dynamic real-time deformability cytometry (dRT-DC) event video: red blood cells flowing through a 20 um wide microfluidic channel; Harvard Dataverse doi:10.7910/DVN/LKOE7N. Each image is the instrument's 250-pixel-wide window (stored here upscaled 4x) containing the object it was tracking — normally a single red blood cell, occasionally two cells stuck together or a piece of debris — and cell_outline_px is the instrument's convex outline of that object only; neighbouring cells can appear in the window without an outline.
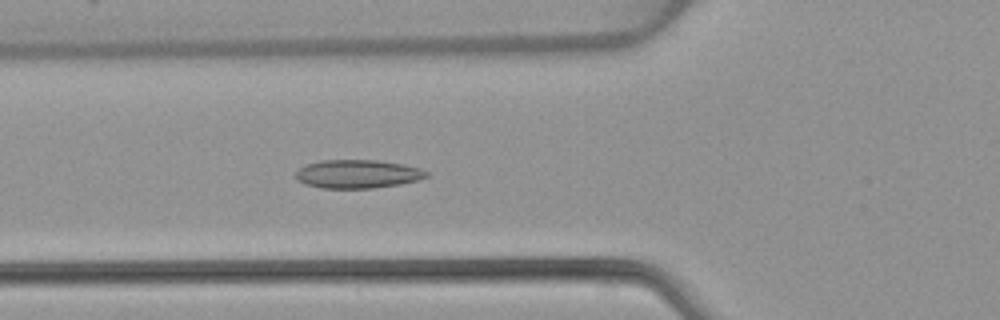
{"species": "common noctule bat (a hibernating species)", "species_latin": "Nyctalus noctula", "temperature_condition": "warm", "stored_images_in_passage": 52, "camera_frame_rate_fps": 3000, "um_per_image_px": 0.085, "animal": {"sex": "female", "body_mass_g": 22.7, "forearm_length_mm": 54.2}, "frame": {"image": 1, "passage_image": 19, "time_ms": 6.0, "image_size_px": [1000, 320], "cell_outline_px": [[428, 176], [420, 180], [400, 184], [372, 188], [324, 188], [304, 184], [296, 180], [296, 172], [300, 168], [308, 164], [320, 160], [376, 160], [404, 164], [420, 168], [428, 172]], "centroid_in_image_um": [30.42, 14.79], "position_along_channel_um": 95.4, "area_um2": 21.73}}
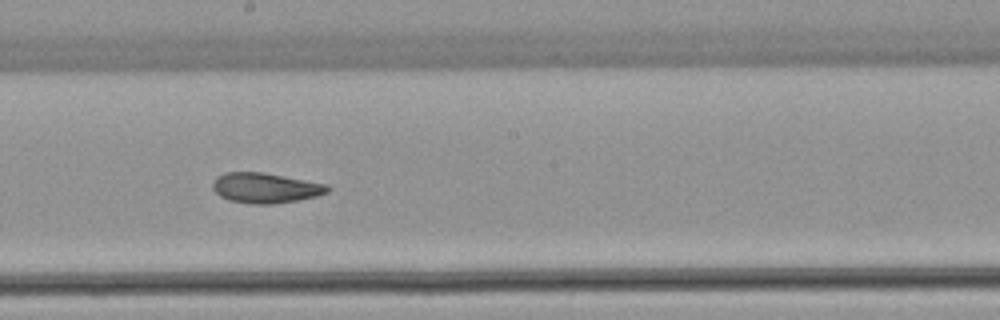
{"frame": {"image": 2, "passage_image": 29, "time_ms": 9.333, "image_size_px": [1000, 320], "cell_outline_px": [[332, 188], [328, 192], [316, 196], [296, 200], [272, 204], [252, 204], [228, 200], [220, 196], [212, 188], [212, 184], [216, 176], [224, 172], [264, 172], [328, 184]], "centroid_in_image_um": [22.56, 15.96], "position_along_channel_um": 225.6, "area_um2": 20.35}}
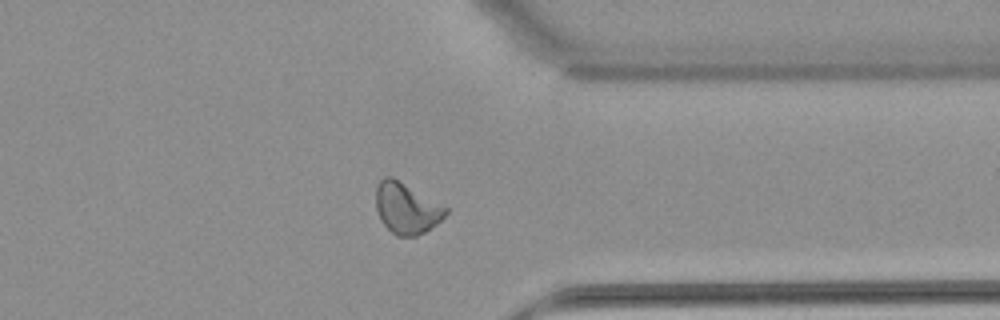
{"frame": {"image": 3, "passage_image": 41, "time_ms": 13.333, "image_size_px": [1000, 320], "cell_outline_px": [[448, 212], [436, 224], [424, 232], [416, 236], [396, 236], [380, 220], [376, 208], [376, 188], [380, 180], [384, 176], [392, 176], [448, 208]], "centroid_in_image_um": [34.53, 17.7], "position_along_channel_um": 376.9, "area_um2": 20.52}, "authors_computed_cell_mechanics": {"area_um2": 21.1259, "velocity_mm_per_s": 3.9021, "shape_relaxation_time_tau1_ms": null, "shape_relaxation_time_tau2_ms": 1.8956, "deformation_change_tau1": null, "deformation_change_tau2": 0.0679}}